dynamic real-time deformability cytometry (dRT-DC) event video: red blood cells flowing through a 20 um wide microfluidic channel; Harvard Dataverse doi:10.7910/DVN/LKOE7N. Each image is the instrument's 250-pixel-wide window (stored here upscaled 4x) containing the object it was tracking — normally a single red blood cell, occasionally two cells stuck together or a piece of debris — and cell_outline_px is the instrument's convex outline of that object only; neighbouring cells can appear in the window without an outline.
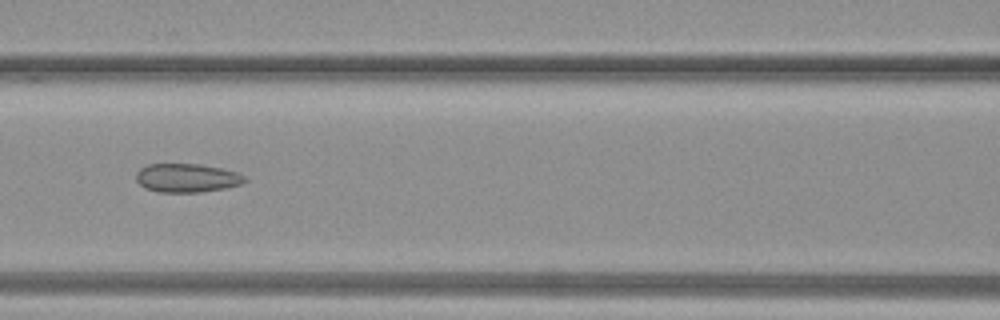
{"species": "common noctule bat (a hibernating species)", "species_latin": "Nyctalus noctula", "temperature_condition": "warm", "stored_images_in_passage": 38, "camera_frame_rate_fps": 3000, "um_per_image_px": 0.085, "animal": {"sex": "female", "body_mass_g": 19.3, "forearm_length_mm": 54.1}, "frame": {"image": 1, "passage_image": 17, "time_ms": 5.333, "image_size_px": [1000, 320], "cell_outline_px": [[248, 180], [240, 184], [224, 188], [200, 192], [156, 192], [144, 188], [136, 180], [136, 172], [140, 168], [148, 164], [200, 164], [220, 168], [236, 172], [244, 176]], "centroid_in_image_um": [15.85, 15.12], "position_along_channel_um": 150.8, "area_um2": 18.15}}
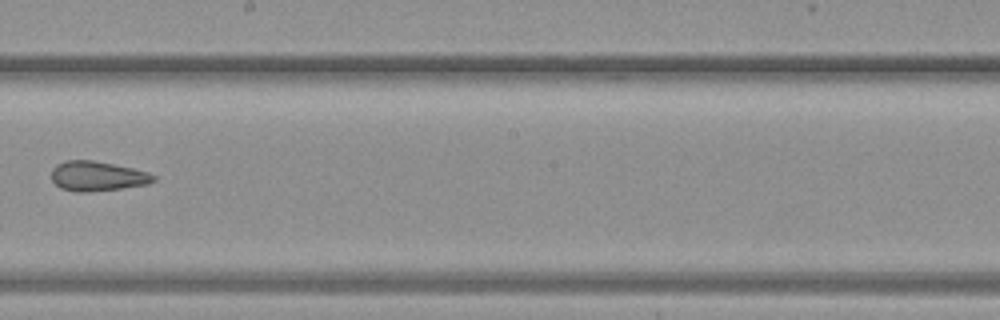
{"frame": {"image": 2, "passage_image": 22, "time_ms": 7.0, "image_size_px": [1000, 320], "cell_outline_px": [[156, 180], [148, 184], [120, 188], [88, 192], [76, 192], [60, 188], [52, 180], [52, 168], [56, 164], [64, 160], [92, 160], [132, 168], [148, 172], [156, 176]], "centroid_in_image_um": [8.26, 14.97], "position_along_channel_um": 239.9, "area_um2": 17.69}}
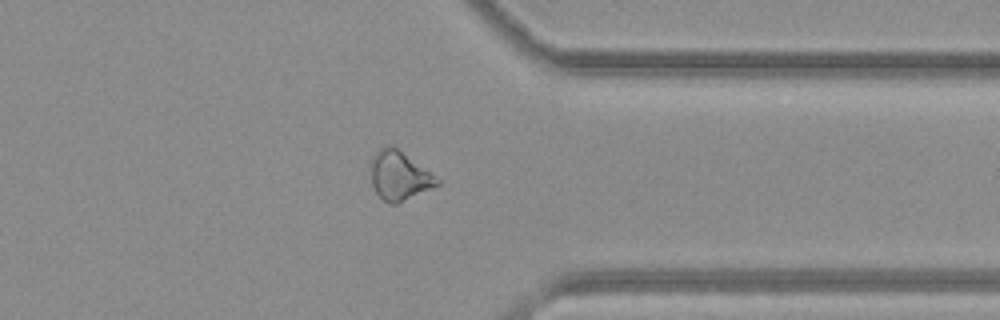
{"frame": {"image": 3, "passage_image": 30, "time_ms": 9.667, "image_size_px": [1000, 320], "cell_outline_px": [[440, 184], [432, 188], [396, 204], [388, 204], [376, 192], [372, 184], [372, 156], [380, 148], [396, 148], [440, 180]], "centroid_in_image_um": [33.93, 14.99], "position_along_channel_um": 377.5, "area_um2": 18.09}}